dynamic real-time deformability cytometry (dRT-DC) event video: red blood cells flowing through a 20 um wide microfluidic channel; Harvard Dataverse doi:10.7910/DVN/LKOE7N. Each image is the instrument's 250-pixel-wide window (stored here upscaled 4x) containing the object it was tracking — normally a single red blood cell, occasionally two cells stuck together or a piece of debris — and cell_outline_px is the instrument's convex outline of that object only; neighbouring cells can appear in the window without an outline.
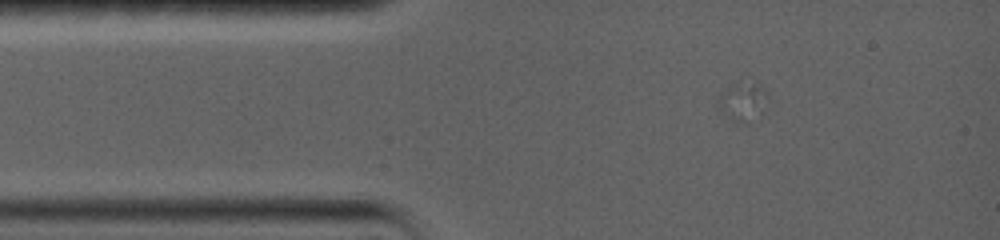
{"species": "common noctule bat (a hibernating species)", "species_latin": "Nyctalus noctula", "temperature_condition": "warm", "stored_images_in_passage": 8, "camera_frame_rate_fps": 5000, "um_per_image_px": 0.085, "animal": {"sex": "female", "body_mass_g": 19.0, "forearm_length_mm": 56.7}, "frame": {"image": 1, "passage_image": 1, "time_ms": 0.0, "image_size_px": [1000, 240], "cell_outline_px": [[768, 100], [764, 112], [740, 124], [736, 124], [728, 120], [716, 108], [716, 100], [720, 92], [732, 80], [760, 84], [764, 88], [768, 96]], "centroid_in_image_um": [63.05, 8.61], "position_along_channel_um": 21.9, "area_um2": 12.08}}
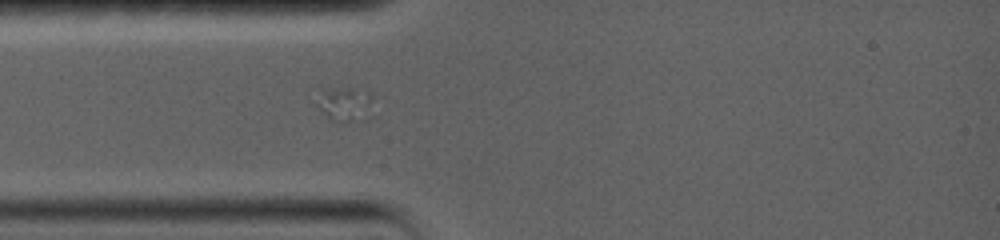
{"frame": {"image": 2, "passage_image": 7, "time_ms": 2.2, "image_size_px": [1000, 240], "cell_outline_px": [[372, 100], [352, 120], [328, 120], [312, 104], [328, 88], [352, 88], [368, 92], [372, 96]], "centroid_in_image_um": [29.09, 8.77], "position_along_channel_um": 55.9, "area_um2": 10.17}}